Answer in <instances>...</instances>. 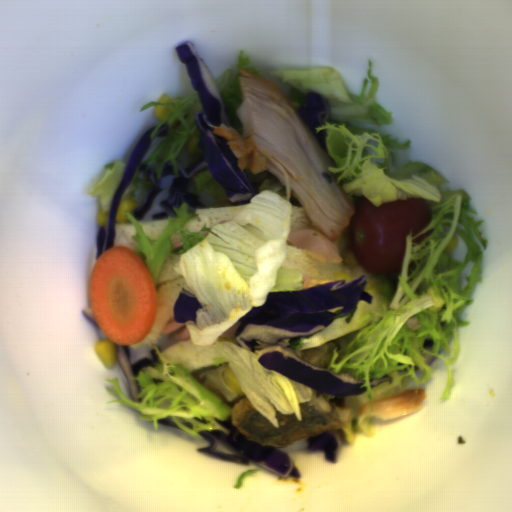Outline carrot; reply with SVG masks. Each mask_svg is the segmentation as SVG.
I'll return each instance as SVG.
<instances>
[{
  "label": "carrot",
  "instance_id": "carrot-1",
  "mask_svg": "<svg viewBox=\"0 0 512 512\" xmlns=\"http://www.w3.org/2000/svg\"><path fill=\"white\" fill-rule=\"evenodd\" d=\"M96 324L111 342L129 346L151 333L158 305L154 281L145 262L126 246L99 256L88 282Z\"/></svg>",
  "mask_w": 512,
  "mask_h": 512
}]
</instances>
